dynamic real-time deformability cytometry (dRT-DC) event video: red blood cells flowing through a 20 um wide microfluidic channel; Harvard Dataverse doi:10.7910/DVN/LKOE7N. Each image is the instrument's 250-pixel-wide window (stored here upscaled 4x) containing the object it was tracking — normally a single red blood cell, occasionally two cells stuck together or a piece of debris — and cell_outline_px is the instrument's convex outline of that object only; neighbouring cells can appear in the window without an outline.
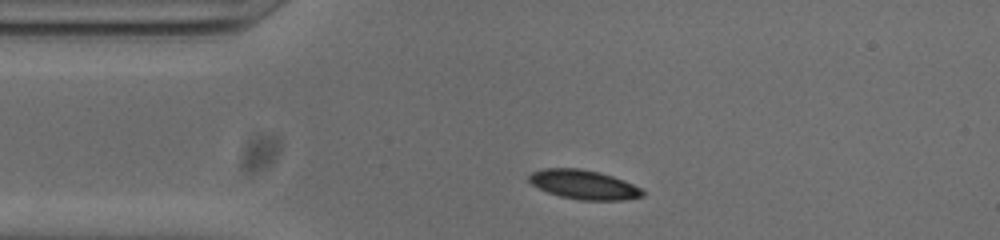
{"species": "common noctule bat (a hibernating species)", "species_latin": "Nyctalus noctula", "temperature_condition": "cold", "stored_images_in_passage": 43, "camera_frame_rate_fps": 3000, "um_per_image_px": 0.085, "animal": {"sex": "male", "body_mass_g": 20.0, "forearm_length_mm": 53.3}, "frame": {"image": 1, "passage_image": 1, "time_ms": 0.0, "image_size_px": [1000, 240], "cell_outline_px": [[644, 196], [624, 200], [580, 200], [560, 196], [548, 192], [532, 184], [528, 180], [528, 176], [532, 172], [544, 168], [580, 168], [600, 172], [624, 180], [640, 188], [644, 192]], "centroid_in_image_um": [49.62, 15.69], "position_along_channel_um": 35.4, "area_um2": 19.31}}
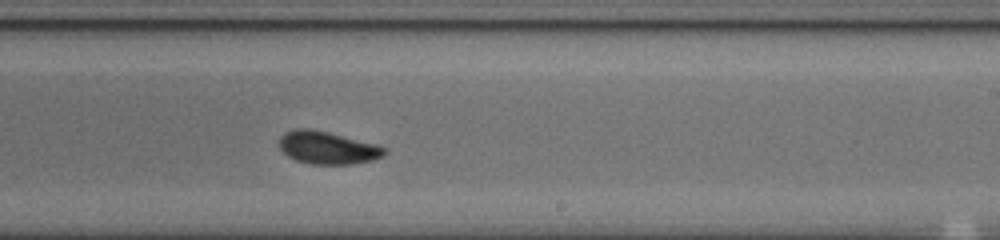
{"frame": {"image": 2, "passage_image": 21, "time_ms": 6.667, "image_size_px": [1000, 240], "cell_outline_px": [[388, 152], [384, 156], [372, 160], [352, 164], [312, 164], [296, 160], [288, 156], [280, 148], [280, 136], [284, 132], [296, 128], [304, 128], [328, 132], [376, 144], [388, 148]], "centroid_in_image_um": [27.87, 12.56], "position_along_channel_um": 261.1, "area_um2": 20.0}}
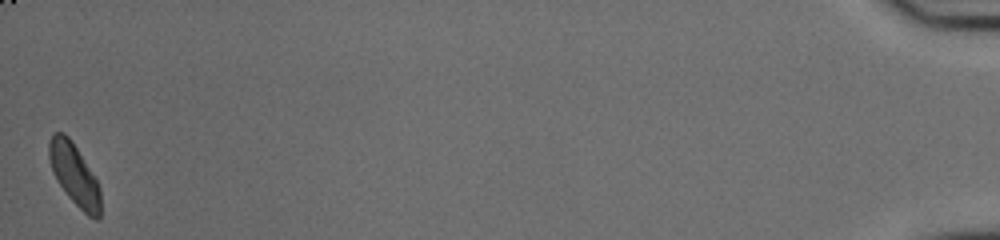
{"frame": {"image": 3, "passage_image": 43, "time_ms": 14.0, "image_size_px": [1000, 240], "cell_outline_px": [[100, 216], [96, 220], [88, 216], [68, 196], [56, 180], [52, 172], [48, 156], [48, 144], [52, 132], [64, 132], [72, 140], [96, 180], [100, 188]], "centroid_in_image_um": [6.29, 14.81], "position_along_channel_um": 428.9, "area_um2": 18.44}, "authors_computed_cell_mechanics": {"area_um2": 19.4786, "velocity_mm_per_s": 3.7597, "shape_relaxation_time_tau1_ms": 4.2775, "shape_relaxation_time_tau2_ms": 1.8624, "deformation_change_tau1": 0.1298, "deformation_change_tau2": 0.0514}}